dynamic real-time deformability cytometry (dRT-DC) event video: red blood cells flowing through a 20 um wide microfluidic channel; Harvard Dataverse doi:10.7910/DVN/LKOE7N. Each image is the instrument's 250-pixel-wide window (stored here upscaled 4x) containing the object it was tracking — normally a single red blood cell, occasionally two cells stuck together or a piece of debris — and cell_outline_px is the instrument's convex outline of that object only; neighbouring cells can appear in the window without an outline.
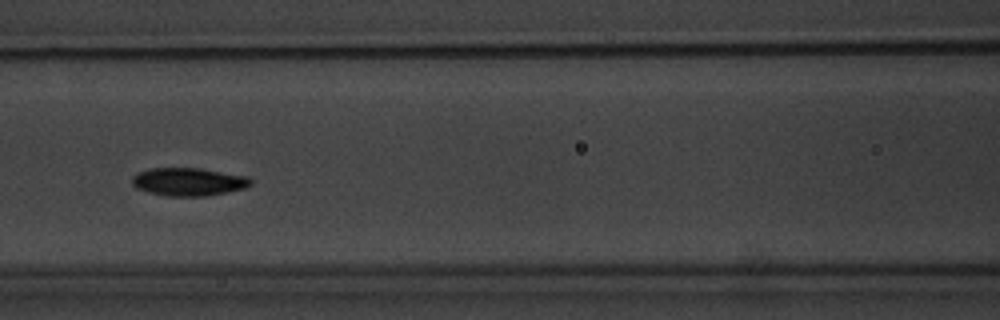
{"species": "common noctule bat (a hibernating species)", "species_latin": "Nyctalus noctula", "temperature_condition": "warm", "stored_images_in_passage": 11, "camera_frame_rate_fps": 3000, "um_per_image_px": 0.085, "animal": {"sex": "male", "body_mass_g": 20.1, "forearm_length_mm": 53.5}, "frame": {"image": 1, "passage_image": 8, "time_ms": 8.333, "image_size_px": [1000, 320], "cell_outline_px": [[252, 184], [244, 188], [228, 192], [204, 196], [168, 196], [148, 192], [136, 188], [132, 184], [132, 176], [140, 172], [152, 168], [200, 168], [248, 176], [252, 180]], "centroid_in_image_um": [16.04, 15.45], "position_along_channel_um": 150.6, "area_um2": 19.36}}
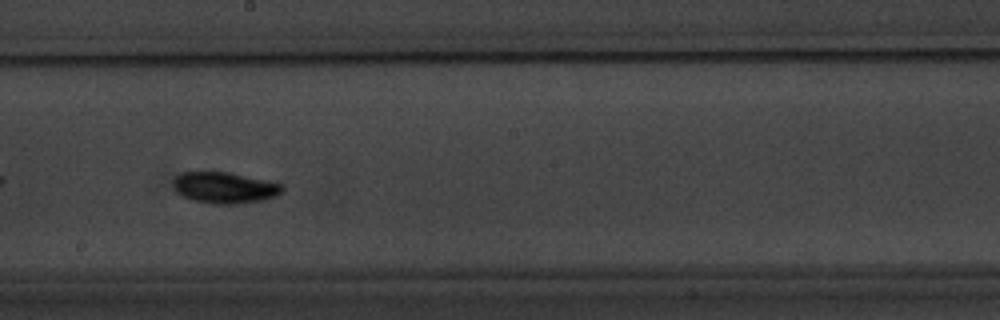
{"frame": {"image": 2, "passage_image": 10, "time_ms": 10.667, "image_size_px": [1000, 320], "cell_outline_px": [[284, 188], [276, 196], [264, 200], [236, 204], [212, 204], [192, 200], [176, 192], [176, 176], [180, 172], [228, 172], [284, 184]], "centroid_in_image_um": [19.13, 15.96], "position_along_channel_um": 229.1, "area_um2": 19.65}}